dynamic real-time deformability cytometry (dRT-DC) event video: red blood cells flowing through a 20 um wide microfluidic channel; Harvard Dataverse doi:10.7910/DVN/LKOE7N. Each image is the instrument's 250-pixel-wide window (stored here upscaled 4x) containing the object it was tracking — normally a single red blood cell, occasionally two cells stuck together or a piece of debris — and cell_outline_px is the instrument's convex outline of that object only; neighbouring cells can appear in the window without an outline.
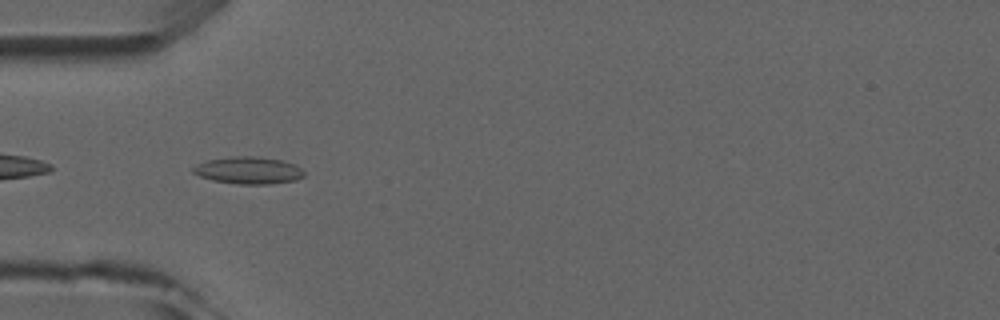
{"species": "common noctule bat (a hibernating species)", "species_latin": "Nyctalus noctula", "temperature_condition": "room temperature", "stored_images_in_passage": 5, "camera_frame_rate_fps": 3000, "um_per_image_px": 0.085, "animal": {"sex": "male", "forearm_length_mm": 52.5}, "frame": {"image": 1, "passage_image": 4, "time_ms": 4.333, "image_size_px": [1000, 320], "cell_outline_px": [[304, 176], [296, 180], [268, 184], [236, 184], [212, 180], [200, 176], [192, 172], [192, 168], [196, 164], [208, 160], [232, 156], [256, 156], [284, 160], [296, 164], [304, 172]], "centroid_in_image_um": [21.13, 14.47], "position_along_channel_um": 63.9, "area_um2": 17.69}}